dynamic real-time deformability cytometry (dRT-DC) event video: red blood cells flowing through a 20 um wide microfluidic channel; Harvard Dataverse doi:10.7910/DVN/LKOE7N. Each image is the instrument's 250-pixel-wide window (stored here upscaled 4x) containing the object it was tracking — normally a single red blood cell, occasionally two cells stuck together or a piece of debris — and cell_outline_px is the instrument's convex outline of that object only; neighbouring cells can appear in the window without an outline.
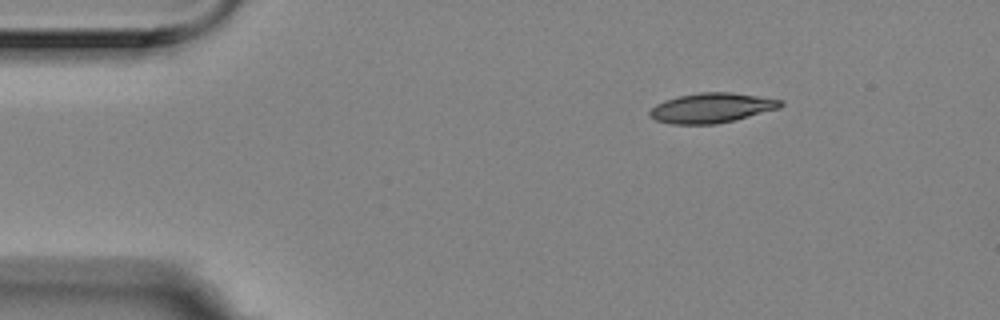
{"species": "Egyptian fruit bat (a non-hibernating species)", "species_latin": "Rousettus aegyptiacus", "temperature_condition": "room temperature", "stored_images_in_passage": 4, "camera_frame_rate_fps": 3000, "um_per_image_px": 0.085, "animal": {"sex": "female"}, "frame": {"image": 1, "passage_image": 1, "time_ms": 0.0, "image_size_px": [1000, 320], "cell_outline_px": [[784, 104], [780, 108], [716, 124], [672, 124], [656, 120], [648, 116], [648, 112], [656, 104], [664, 100], [680, 96], [700, 92], [732, 92], [784, 100]], "centroid_in_image_um": [60.48, 9.16], "position_along_channel_um": 24.5, "area_um2": 22.66}}
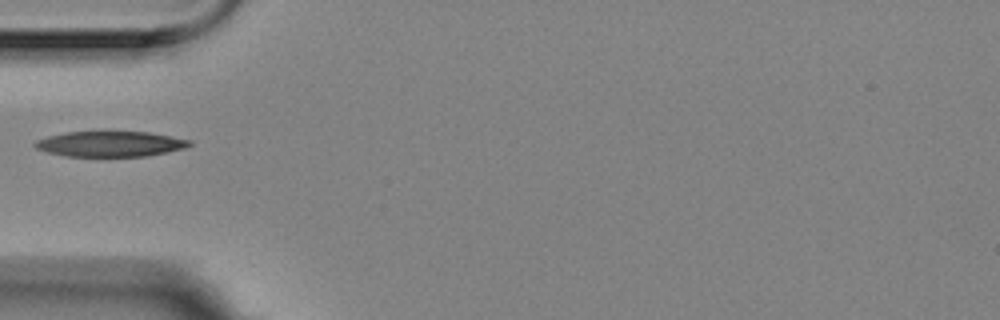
{"frame": {"image": 2, "passage_image": 4, "time_ms": 1.0, "image_size_px": [1000, 320], "cell_outline_px": [[192, 144], [184, 148], [168, 152], [148, 156], [68, 156], [48, 152], [36, 148], [32, 144], [36, 140], [48, 136], [64, 132], [100, 128], [148, 132], [172, 136], [192, 140]], "centroid_in_image_um": [9.36, 12.17], "position_along_channel_um": 75.6, "area_um2": 24.04}}